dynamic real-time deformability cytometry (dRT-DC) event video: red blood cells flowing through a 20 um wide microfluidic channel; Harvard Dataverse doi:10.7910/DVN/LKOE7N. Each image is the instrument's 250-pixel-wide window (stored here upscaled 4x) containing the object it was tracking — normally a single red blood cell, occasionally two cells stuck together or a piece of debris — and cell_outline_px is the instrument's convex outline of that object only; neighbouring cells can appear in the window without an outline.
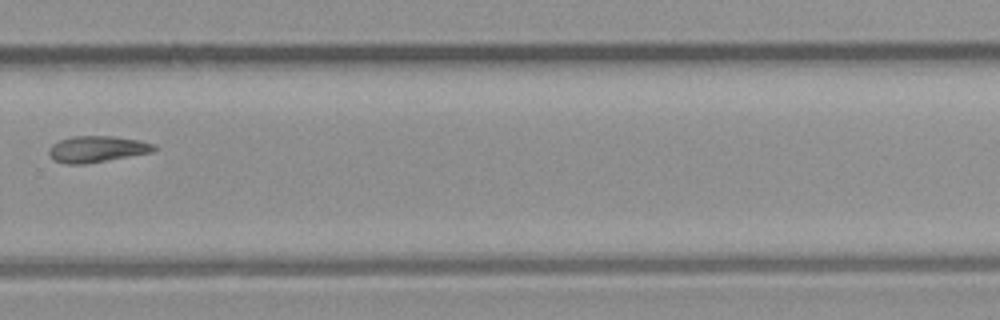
{"species": "common noctule bat (a hibernating species)", "species_latin": "Nyctalus noctula", "temperature_condition": "room temperature", "stored_images_in_passage": 27, "camera_frame_rate_fps": 3000, "um_per_image_px": 0.085, "animal": {"sex": "male", "body_mass_g": 23.1, "forearm_length_mm": 52.7}, "frame": {"image": 1, "passage_image": 16, "time_ms": 5.0, "image_size_px": [1000, 320], "cell_outline_px": [[156, 148], [152, 152], [84, 164], [64, 164], [56, 160], [48, 152], [48, 148], [52, 144], [60, 140], [72, 136], [112, 136], [140, 140], [156, 144]], "centroid_in_image_um": [8.25, 12.66], "position_along_channel_um": 321.6, "area_um2": 16.01}}